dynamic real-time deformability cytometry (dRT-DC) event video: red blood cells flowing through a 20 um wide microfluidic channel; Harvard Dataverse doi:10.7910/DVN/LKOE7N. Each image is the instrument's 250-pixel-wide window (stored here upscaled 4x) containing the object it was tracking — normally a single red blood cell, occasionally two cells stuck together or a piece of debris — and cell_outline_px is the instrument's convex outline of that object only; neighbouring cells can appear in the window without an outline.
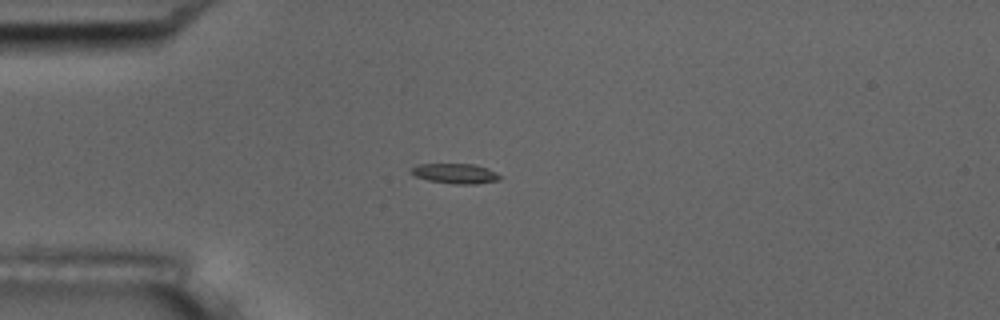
{"species": "common noctule bat (a hibernating species)", "species_latin": "Nyctalus noctula", "temperature_condition": "room temperature", "stored_images_in_passage": 5, "camera_frame_rate_fps": 3000, "um_per_image_px": 0.085, "animal": {"sex": "male", "body_mass_g": 17.5, "forearm_length_mm": 52.3}, "frame": {"image": 1, "passage_image": 3, "time_ms": 0.667, "image_size_px": [1000, 320], "cell_outline_px": [[500, 180], [476, 184], [456, 184], [428, 180], [416, 176], [408, 172], [416, 164], [472, 164], [488, 168], [496, 172], [500, 176]], "centroid_in_image_um": [38.69, 14.75], "position_along_channel_um": 46.3, "area_um2": 10.35}}